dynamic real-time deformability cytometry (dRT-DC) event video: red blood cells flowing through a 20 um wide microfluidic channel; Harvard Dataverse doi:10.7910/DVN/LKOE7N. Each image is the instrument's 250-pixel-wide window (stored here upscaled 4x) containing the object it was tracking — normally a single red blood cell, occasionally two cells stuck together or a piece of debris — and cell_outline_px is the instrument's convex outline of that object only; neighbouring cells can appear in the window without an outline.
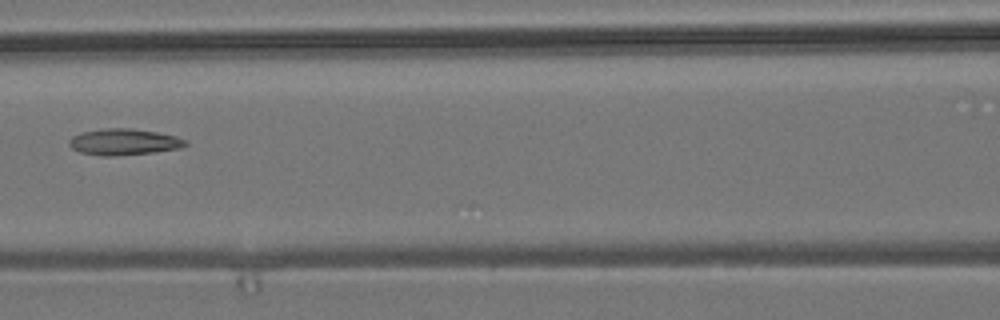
{"species": "common noctule bat (a hibernating species)", "species_latin": "Nyctalus noctula", "temperature_condition": "room temperature", "stored_images_in_passage": 5, "camera_frame_rate_fps": 3000, "um_per_image_px": 0.085, "animal": {"sex": "male", "body_mass_g": 19.2, "forearm_length_mm": 51.8}, "frame": {"image": 1, "passage_image": 5, "time_ms": 1.333, "image_size_px": [1000, 320], "cell_outline_px": [[188, 144], [180, 148], [156, 152], [116, 156], [104, 156], [80, 152], [72, 148], [68, 144], [68, 140], [72, 136], [80, 132], [104, 128], [132, 128], [156, 132], [176, 136], [188, 140]], "centroid_in_image_um": [10.53, 12.06], "position_along_channel_um": 156.1, "area_um2": 18.03}}